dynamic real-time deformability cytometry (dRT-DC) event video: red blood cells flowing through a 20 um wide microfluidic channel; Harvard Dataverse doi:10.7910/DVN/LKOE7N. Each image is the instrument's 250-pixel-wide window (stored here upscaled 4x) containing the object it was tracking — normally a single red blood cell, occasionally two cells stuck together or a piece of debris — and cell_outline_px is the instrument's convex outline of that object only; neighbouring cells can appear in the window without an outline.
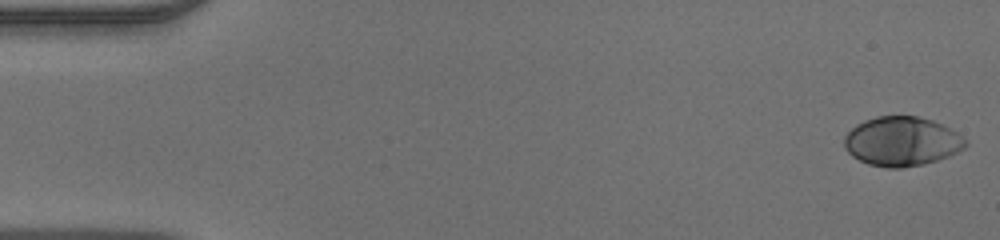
{"species": "human", "species_latin": "Homo sapiens", "temperature_condition": "warm", "stored_images_in_passage": 49, "camera_frame_rate_fps": 3000, "um_per_image_px": 0.085, "donor": {"sex": "male"}, "frame": {"image": 1, "passage_image": 1, "time_ms": 0.0, "image_size_px": [1000, 240], "cell_outline_px": [[968, 144], [964, 148], [948, 156], [924, 164], [900, 168], [888, 168], [868, 164], [852, 156], [844, 148], [844, 136], [856, 124], [864, 120], [876, 116], [916, 116], [932, 120], [952, 128], [968, 140]], "centroid_in_image_um": [76.66, 12.01], "position_along_channel_um": 8.3, "area_um2": 35.03}}
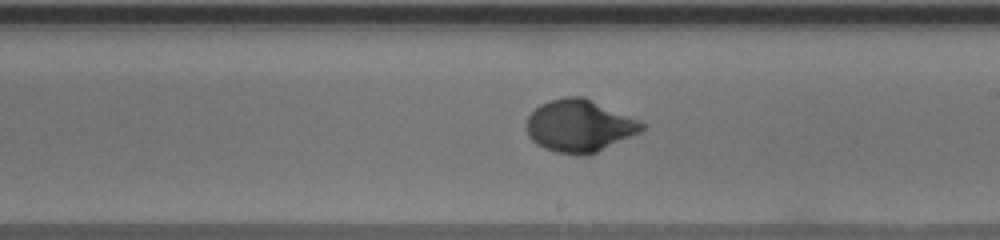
{"frame": {"image": 2, "passage_image": 28, "time_ms": 9.0, "image_size_px": [1000, 240], "cell_outline_px": [[648, 124], [640, 132], [596, 152], [584, 156], [580, 156], [556, 152], [544, 148], [536, 144], [528, 136], [528, 116], [540, 104], [548, 100], [564, 96], [584, 96]], "centroid_in_image_um": [49.25, 10.69], "position_along_channel_um": 239.7, "area_um2": 35.14}}
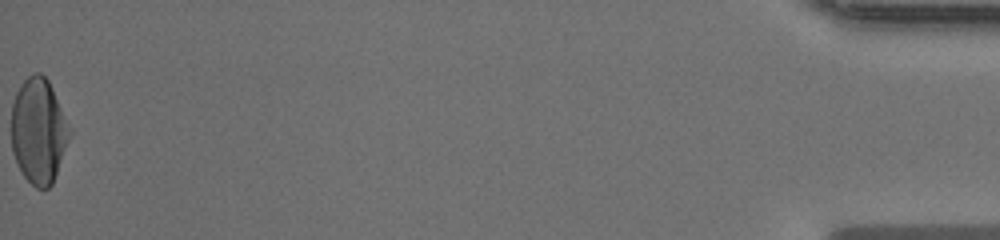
{"frame": {"image": 3, "passage_image": 49, "time_ms": 16.0, "image_size_px": [1000, 240], "cell_outline_px": [[72, 132], [52, 184], [48, 188], [36, 188], [24, 176], [12, 152], [12, 104], [16, 92], [20, 84], [28, 76], [36, 72], [40, 72], [48, 80], [52, 88]], "centroid_in_image_um": [3.28, 11.11], "position_along_channel_um": 431.9, "area_um2": 35.43}}